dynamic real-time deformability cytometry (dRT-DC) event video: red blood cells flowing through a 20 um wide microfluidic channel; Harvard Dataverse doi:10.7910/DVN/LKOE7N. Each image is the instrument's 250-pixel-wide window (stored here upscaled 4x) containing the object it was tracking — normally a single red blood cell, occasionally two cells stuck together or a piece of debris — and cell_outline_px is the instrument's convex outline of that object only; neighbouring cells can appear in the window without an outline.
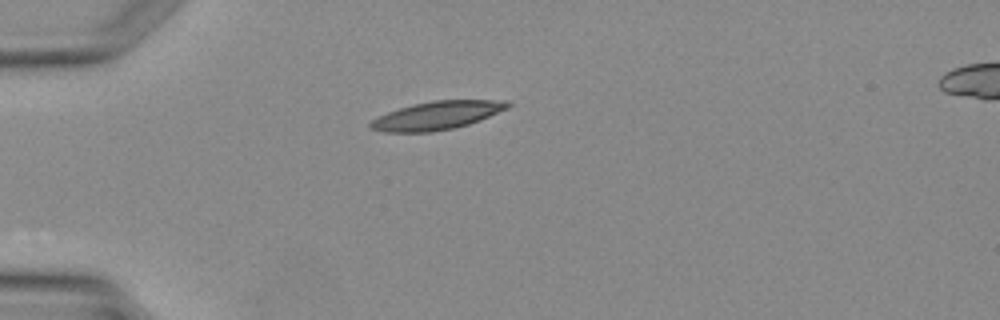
{"species": "Egyptian fruit bat (a non-hibernating species)", "species_latin": "Rousettus aegyptiacus", "temperature_condition": "warm", "stored_images_in_passage": 4, "camera_frame_rate_fps": 3000, "um_per_image_px": 0.085, "animal": {"sex": "female"}, "frame": {"image": 1, "passage_image": 3, "time_ms": 3.333, "image_size_px": [1000, 320], "cell_outline_px": [[512, 104], [508, 108], [480, 120], [468, 124], [452, 128], [432, 132], [384, 132], [368, 128], [368, 124], [372, 120], [388, 112], [400, 108], [432, 100], [492, 100]], "centroid_in_image_um": [37.09, 9.83], "position_along_channel_um": 47.9, "area_um2": 22.25}}